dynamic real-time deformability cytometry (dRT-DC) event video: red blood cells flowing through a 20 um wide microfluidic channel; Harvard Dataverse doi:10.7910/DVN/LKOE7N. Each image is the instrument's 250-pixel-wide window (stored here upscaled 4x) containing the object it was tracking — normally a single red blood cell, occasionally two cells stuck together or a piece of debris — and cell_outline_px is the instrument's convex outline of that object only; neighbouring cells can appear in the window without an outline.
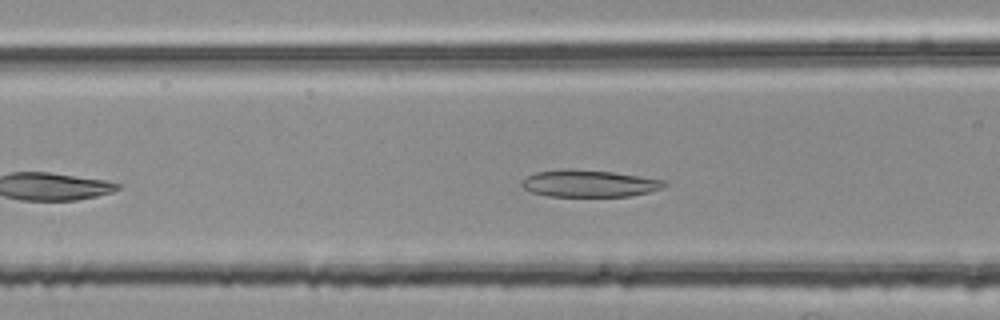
{"species": "common noctule bat (a hibernating species)", "species_latin": "Nyctalus noctula", "temperature_condition": "room temperature", "stored_images_in_passage": 30, "camera_frame_rate_fps": 3000, "um_per_image_px": 0.085, "animal": {"sex": "female", "body_mass_g": 25.1}, "frame": {"image": 1, "passage_image": 10, "time_ms": 3.0, "image_size_px": [1000, 320], "cell_outline_px": [[668, 184], [660, 188], [648, 192], [628, 196], [548, 196], [532, 192], [524, 188], [520, 184], [520, 180], [536, 172], [612, 172], [640, 176], [664, 180]], "centroid_in_image_um": [50.11, 15.64], "position_along_channel_um": 116.5, "area_um2": 21.21}}
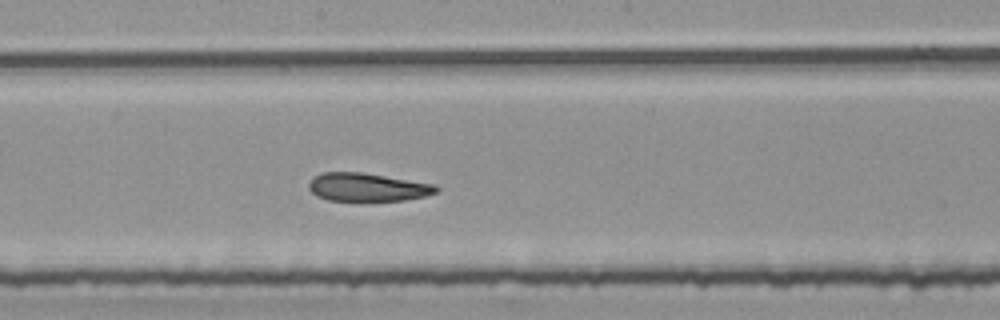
{"frame": {"image": 2, "passage_image": 18, "time_ms": 5.667, "image_size_px": [1000, 320], "cell_outline_px": [[440, 188], [436, 192], [424, 196], [404, 200], [328, 200], [316, 196], [308, 188], [308, 184], [320, 172], [364, 172], [436, 184]], "centroid_in_image_um": [31.24, 15.89], "position_along_channel_um": 217.0, "area_um2": 20.92}}
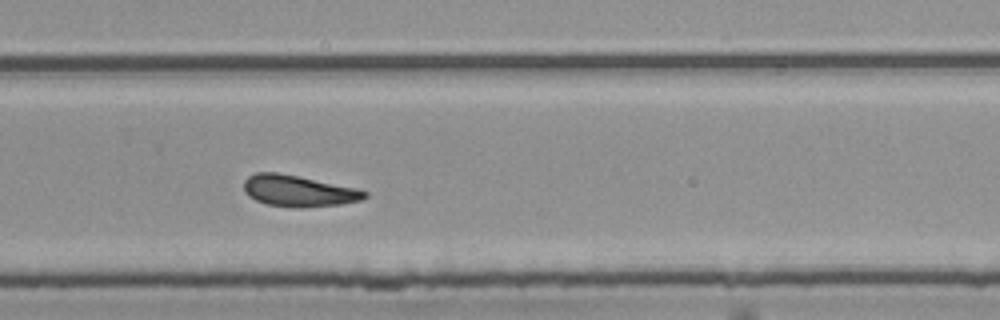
{"frame": {"image": 3, "passage_image": 25, "time_ms": 8.0, "image_size_px": [1000, 320], "cell_outline_px": [[368, 196], [360, 200], [340, 204], [300, 208], [292, 208], [268, 204], [256, 200], [248, 196], [244, 192], [244, 180], [248, 176], [256, 172], [276, 172], [356, 188], [368, 192]], "centroid_in_image_um": [25.33, 16.23], "position_along_channel_um": 304.5, "area_um2": 21.91}}